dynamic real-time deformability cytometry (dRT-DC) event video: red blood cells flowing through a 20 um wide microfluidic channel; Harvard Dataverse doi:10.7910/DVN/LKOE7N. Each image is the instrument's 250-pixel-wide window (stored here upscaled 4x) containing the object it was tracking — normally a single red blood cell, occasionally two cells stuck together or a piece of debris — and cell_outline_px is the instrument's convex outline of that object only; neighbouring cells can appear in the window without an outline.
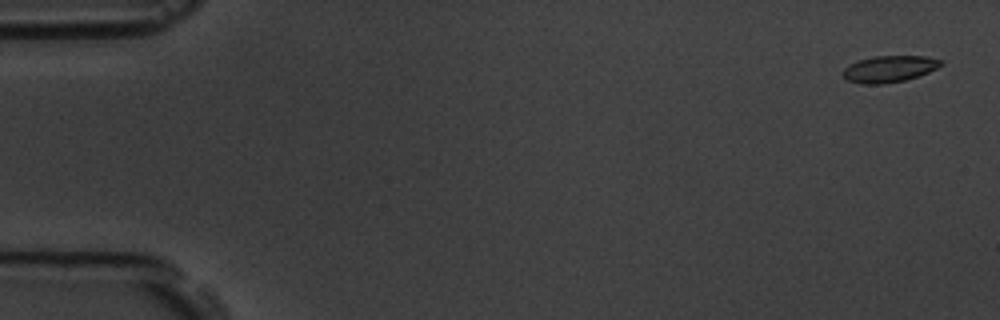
{"species": "common noctule bat (a hibernating species)", "species_latin": "Nyctalus noctula", "temperature_condition": "room temperature", "stored_images_in_passage": 3, "camera_frame_rate_fps": 3000, "um_per_image_px": 0.085, "animal": {"sex": "male", "body_mass_g": 19.5, "forearm_length_mm": 54.6}, "frame": {"image": 1, "passage_image": 1, "time_ms": 0.0, "image_size_px": [1000, 320], "cell_outline_px": [[944, 64], [928, 72], [904, 80], [884, 84], [860, 84], [848, 80], [844, 76], [844, 68], [860, 60], [872, 56], [928, 56], [944, 60]], "centroid_in_image_um": [75.64, 5.85], "position_along_channel_um": 9.4, "area_um2": 15.03}}